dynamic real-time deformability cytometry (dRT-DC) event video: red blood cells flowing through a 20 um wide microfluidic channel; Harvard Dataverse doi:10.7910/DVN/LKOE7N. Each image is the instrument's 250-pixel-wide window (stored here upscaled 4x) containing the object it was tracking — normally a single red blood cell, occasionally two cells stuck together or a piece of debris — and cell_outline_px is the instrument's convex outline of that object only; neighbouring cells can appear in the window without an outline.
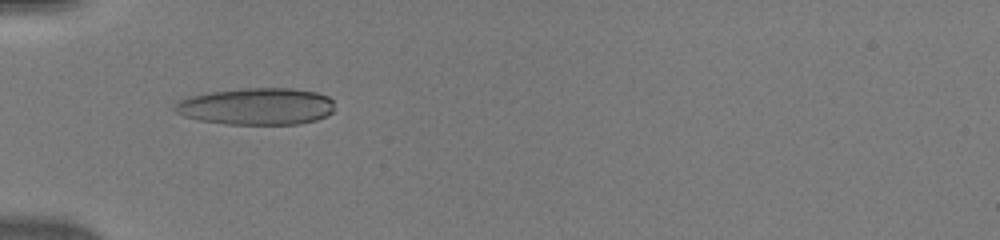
{"species": "human", "species_latin": "Homo sapiens", "temperature_condition": "warm", "stored_images_in_passage": 27, "camera_frame_rate_fps": 3000, "um_per_image_px": 0.085, "donor": {"sex": "male"}, "frame": {"image": 1, "passage_image": 18, "time_ms": 5.667, "image_size_px": [1000, 240], "cell_outline_px": [[332, 112], [328, 116], [316, 120], [300, 124], [224, 124], [200, 120], [184, 116], [176, 112], [172, 108], [180, 100], [188, 96], [212, 92], [244, 88], [292, 88], [316, 92], [328, 96], [332, 100]], "centroid_in_image_um": [21.81, 9.04], "position_along_channel_um": 63.2, "area_um2": 34.39}}
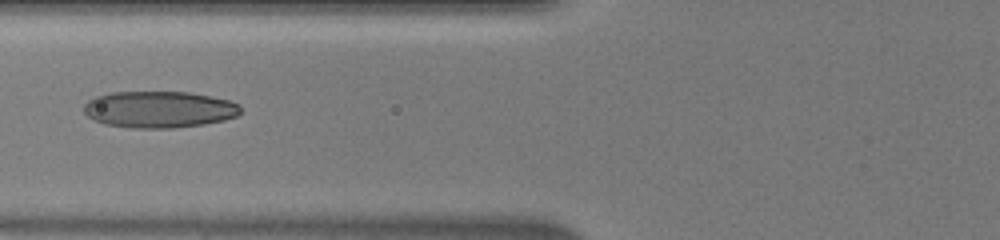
{"frame": {"image": 2, "passage_image": 22, "time_ms": 7.0, "image_size_px": [1000, 240], "cell_outline_px": [[240, 112], [236, 116], [224, 120], [204, 124], [172, 128], [132, 128], [104, 124], [88, 116], [84, 112], [84, 104], [88, 100], [96, 96], [112, 92], [188, 92], [228, 100], [240, 104]], "centroid_in_image_um": [13.51, 9.3], "position_along_channel_um": 112.3, "area_um2": 33.35}}
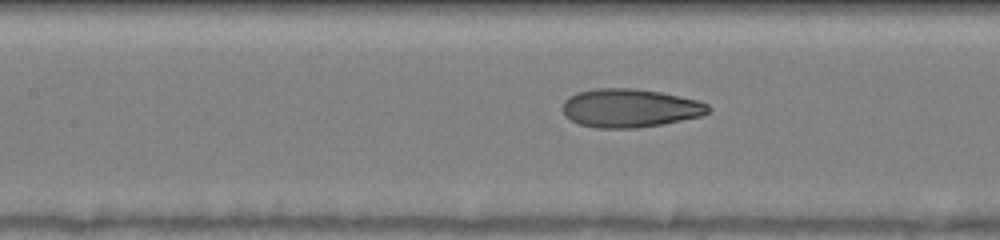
{"frame": {"image": 3, "passage_image": 25, "time_ms": 8.0, "image_size_px": [1000, 240], "cell_outline_px": [[712, 108], [708, 112], [700, 116], [660, 124], [636, 128], [596, 128], [580, 124], [564, 116], [560, 108], [564, 100], [568, 96], [576, 92], [596, 88], [632, 88], [660, 92], [700, 100], [708, 104]], "centroid_in_image_um": [53.49, 9.17], "position_along_channel_um": 153.9, "area_um2": 32.89}}